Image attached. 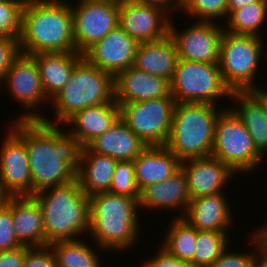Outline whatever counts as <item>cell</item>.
<instances>
[{
	"label": "cell",
	"instance_id": "cell-36",
	"mask_svg": "<svg viewBox=\"0 0 267 267\" xmlns=\"http://www.w3.org/2000/svg\"><path fill=\"white\" fill-rule=\"evenodd\" d=\"M22 246L15 237L12 221V196L0 202V251Z\"/></svg>",
	"mask_w": 267,
	"mask_h": 267
},
{
	"label": "cell",
	"instance_id": "cell-27",
	"mask_svg": "<svg viewBox=\"0 0 267 267\" xmlns=\"http://www.w3.org/2000/svg\"><path fill=\"white\" fill-rule=\"evenodd\" d=\"M39 68L45 95L52 100L69 81L75 65L83 54L72 52H50L31 55Z\"/></svg>",
	"mask_w": 267,
	"mask_h": 267
},
{
	"label": "cell",
	"instance_id": "cell-15",
	"mask_svg": "<svg viewBox=\"0 0 267 267\" xmlns=\"http://www.w3.org/2000/svg\"><path fill=\"white\" fill-rule=\"evenodd\" d=\"M173 22V23H172ZM170 20L169 35L173 38L179 59L201 63H218L223 25L218 22L195 21L179 31Z\"/></svg>",
	"mask_w": 267,
	"mask_h": 267
},
{
	"label": "cell",
	"instance_id": "cell-35",
	"mask_svg": "<svg viewBox=\"0 0 267 267\" xmlns=\"http://www.w3.org/2000/svg\"><path fill=\"white\" fill-rule=\"evenodd\" d=\"M25 2L26 0L0 1V38H19Z\"/></svg>",
	"mask_w": 267,
	"mask_h": 267
},
{
	"label": "cell",
	"instance_id": "cell-34",
	"mask_svg": "<svg viewBox=\"0 0 267 267\" xmlns=\"http://www.w3.org/2000/svg\"><path fill=\"white\" fill-rule=\"evenodd\" d=\"M109 193L129 196L139 201L140 190L136 183L132 160L117 161Z\"/></svg>",
	"mask_w": 267,
	"mask_h": 267
},
{
	"label": "cell",
	"instance_id": "cell-43",
	"mask_svg": "<svg viewBox=\"0 0 267 267\" xmlns=\"http://www.w3.org/2000/svg\"><path fill=\"white\" fill-rule=\"evenodd\" d=\"M142 1L160 5V6L164 7L171 14H172V12L174 14L175 11H177V9L179 11L181 10L182 3L185 0H142Z\"/></svg>",
	"mask_w": 267,
	"mask_h": 267
},
{
	"label": "cell",
	"instance_id": "cell-31",
	"mask_svg": "<svg viewBox=\"0 0 267 267\" xmlns=\"http://www.w3.org/2000/svg\"><path fill=\"white\" fill-rule=\"evenodd\" d=\"M227 19L224 31L261 37V27L267 20V2L247 4L234 10Z\"/></svg>",
	"mask_w": 267,
	"mask_h": 267
},
{
	"label": "cell",
	"instance_id": "cell-8",
	"mask_svg": "<svg viewBox=\"0 0 267 267\" xmlns=\"http://www.w3.org/2000/svg\"><path fill=\"white\" fill-rule=\"evenodd\" d=\"M224 108L215 123L211 156L220 159L236 174L252 173L260 167L264 157L255 148L241 119L230 107Z\"/></svg>",
	"mask_w": 267,
	"mask_h": 267
},
{
	"label": "cell",
	"instance_id": "cell-29",
	"mask_svg": "<svg viewBox=\"0 0 267 267\" xmlns=\"http://www.w3.org/2000/svg\"><path fill=\"white\" fill-rule=\"evenodd\" d=\"M165 235L161 246L182 262L193 265L197 230L183 218L176 217L172 219Z\"/></svg>",
	"mask_w": 267,
	"mask_h": 267
},
{
	"label": "cell",
	"instance_id": "cell-11",
	"mask_svg": "<svg viewBox=\"0 0 267 267\" xmlns=\"http://www.w3.org/2000/svg\"><path fill=\"white\" fill-rule=\"evenodd\" d=\"M71 3L76 51L84 54L118 26L119 0H78Z\"/></svg>",
	"mask_w": 267,
	"mask_h": 267
},
{
	"label": "cell",
	"instance_id": "cell-26",
	"mask_svg": "<svg viewBox=\"0 0 267 267\" xmlns=\"http://www.w3.org/2000/svg\"><path fill=\"white\" fill-rule=\"evenodd\" d=\"M87 147L118 161L134 160L147 146L120 118L110 129L97 136Z\"/></svg>",
	"mask_w": 267,
	"mask_h": 267
},
{
	"label": "cell",
	"instance_id": "cell-32",
	"mask_svg": "<svg viewBox=\"0 0 267 267\" xmlns=\"http://www.w3.org/2000/svg\"><path fill=\"white\" fill-rule=\"evenodd\" d=\"M230 233L218 231H198L193 265L210 267L212 263L228 249Z\"/></svg>",
	"mask_w": 267,
	"mask_h": 267
},
{
	"label": "cell",
	"instance_id": "cell-14",
	"mask_svg": "<svg viewBox=\"0 0 267 267\" xmlns=\"http://www.w3.org/2000/svg\"><path fill=\"white\" fill-rule=\"evenodd\" d=\"M9 129L0 142V194L3 197L33 196L25 141L10 126Z\"/></svg>",
	"mask_w": 267,
	"mask_h": 267
},
{
	"label": "cell",
	"instance_id": "cell-25",
	"mask_svg": "<svg viewBox=\"0 0 267 267\" xmlns=\"http://www.w3.org/2000/svg\"><path fill=\"white\" fill-rule=\"evenodd\" d=\"M136 183L144 187L162 182L181 168V161L164 146H147L134 160Z\"/></svg>",
	"mask_w": 267,
	"mask_h": 267
},
{
	"label": "cell",
	"instance_id": "cell-20",
	"mask_svg": "<svg viewBox=\"0 0 267 267\" xmlns=\"http://www.w3.org/2000/svg\"><path fill=\"white\" fill-rule=\"evenodd\" d=\"M190 202L186 174L180 168L162 182L148 185L140 191L139 210H169L180 209L176 217H182ZM145 208V209H144ZM184 210V211H183Z\"/></svg>",
	"mask_w": 267,
	"mask_h": 267
},
{
	"label": "cell",
	"instance_id": "cell-38",
	"mask_svg": "<svg viewBox=\"0 0 267 267\" xmlns=\"http://www.w3.org/2000/svg\"><path fill=\"white\" fill-rule=\"evenodd\" d=\"M21 49L19 38L4 37L0 38V88L2 81L8 69L13 65V62L20 56ZM1 91V90H0Z\"/></svg>",
	"mask_w": 267,
	"mask_h": 267
},
{
	"label": "cell",
	"instance_id": "cell-39",
	"mask_svg": "<svg viewBox=\"0 0 267 267\" xmlns=\"http://www.w3.org/2000/svg\"><path fill=\"white\" fill-rule=\"evenodd\" d=\"M24 267H57L54 252L49 246L31 247L26 253Z\"/></svg>",
	"mask_w": 267,
	"mask_h": 267
},
{
	"label": "cell",
	"instance_id": "cell-47",
	"mask_svg": "<svg viewBox=\"0 0 267 267\" xmlns=\"http://www.w3.org/2000/svg\"><path fill=\"white\" fill-rule=\"evenodd\" d=\"M184 267H199V266L192 265V264H186Z\"/></svg>",
	"mask_w": 267,
	"mask_h": 267
},
{
	"label": "cell",
	"instance_id": "cell-42",
	"mask_svg": "<svg viewBox=\"0 0 267 267\" xmlns=\"http://www.w3.org/2000/svg\"><path fill=\"white\" fill-rule=\"evenodd\" d=\"M253 231L250 238L255 242L258 253L267 260V224Z\"/></svg>",
	"mask_w": 267,
	"mask_h": 267
},
{
	"label": "cell",
	"instance_id": "cell-48",
	"mask_svg": "<svg viewBox=\"0 0 267 267\" xmlns=\"http://www.w3.org/2000/svg\"><path fill=\"white\" fill-rule=\"evenodd\" d=\"M3 198H4V197L0 194V202L3 200Z\"/></svg>",
	"mask_w": 267,
	"mask_h": 267
},
{
	"label": "cell",
	"instance_id": "cell-21",
	"mask_svg": "<svg viewBox=\"0 0 267 267\" xmlns=\"http://www.w3.org/2000/svg\"><path fill=\"white\" fill-rule=\"evenodd\" d=\"M120 119V106L111 102L86 107L76 112L64 124L68 133L75 137L82 147L87 146L97 136L102 135Z\"/></svg>",
	"mask_w": 267,
	"mask_h": 267
},
{
	"label": "cell",
	"instance_id": "cell-7",
	"mask_svg": "<svg viewBox=\"0 0 267 267\" xmlns=\"http://www.w3.org/2000/svg\"><path fill=\"white\" fill-rule=\"evenodd\" d=\"M262 38L223 32L218 65L224 83L232 92L256 91L260 88L254 81L260 62H267V47Z\"/></svg>",
	"mask_w": 267,
	"mask_h": 267
},
{
	"label": "cell",
	"instance_id": "cell-30",
	"mask_svg": "<svg viewBox=\"0 0 267 267\" xmlns=\"http://www.w3.org/2000/svg\"><path fill=\"white\" fill-rule=\"evenodd\" d=\"M49 247L54 252L57 267H102L100 256L85 240L57 241Z\"/></svg>",
	"mask_w": 267,
	"mask_h": 267
},
{
	"label": "cell",
	"instance_id": "cell-28",
	"mask_svg": "<svg viewBox=\"0 0 267 267\" xmlns=\"http://www.w3.org/2000/svg\"><path fill=\"white\" fill-rule=\"evenodd\" d=\"M117 161L112 157L95 153L87 146L82 147L79 170L76 173L81 189L89 197L109 192Z\"/></svg>",
	"mask_w": 267,
	"mask_h": 267
},
{
	"label": "cell",
	"instance_id": "cell-22",
	"mask_svg": "<svg viewBox=\"0 0 267 267\" xmlns=\"http://www.w3.org/2000/svg\"><path fill=\"white\" fill-rule=\"evenodd\" d=\"M231 109L241 119L257 151L267 155V104L256 91H233Z\"/></svg>",
	"mask_w": 267,
	"mask_h": 267
},
{
	"label": "cell",
	"instance_id": "cell-24",
	"mask_svg": "<svg viewBox=\"0 0 267 267\" xmlns=\"http://www.w3.org/2000/svg\"><path fill=\"white\" fill-rule=\"evenodd\" d=\"M178 59L177 46L168 34L160 40L138 44L133 66L170 82Z\"/></svg>",
	"mask_w": 267,
	"mask_h": 267
},
{
	"label": "cell",
	"instance_id": "cell-6",
	"mask_svg": "<svg viewBox=\"0 0 267 267\" xmlns=\"http://www.w3.org/2000/svg\"><path fill=\"white\" fill-rule=\"evenodd\" d=\"M113 99L114 77L83 57L75 65L64 88L50 101L56 120L45 116L41 121L62 126L76 112Z\"/></svg>",
	"mask_w": 267,
	"mask_h": 267
},
{
	"label": "cell",
	"instance_id": "cell-18",
	"mask_svg": "<svg viewBox=\"0 0 267 267\" xmlns=\"http://www.w3.org/2000/svg\"><path fill=\"white\" fill-rule=\"evenodd\" d=\"M170 82L139 70L134 66L114 76V100L120 106L125 103L168 97Z\"/></svg>",
	"mask_w": 267,
	"mask_h": 267
},
{
	"label": "cell",
	"instance_id": "cell-41",
	"mask_svg": "<svg viewBox=\"0 0 267 267\" xmlns=\"http://www.w3.org/2000/svg\"><path fill=\"white\" fill-rule=\"evenodd\" d=\"M30 248L22 245L12 250L0 251V267H24L26 253Z\"/></svg>",
	"mask_w": 267,
	"mask_h": 267
},
{
	"label": "cell",
	"instance_id": "cell-46",
	"mask_svg": "<svg viewBox=\"0 0 267 267\" xmlns=\"http://www.w3.org/2000/svg\"><path fill=\"white\" fill-rule=\"evenodd\" d=\"M256 92L264 99L265 103L267 104V89L265 88H259L256 90Z\"/></svg>",
	"mask_w": 267,
	"mask_h": 267
},
{
	"label": "cell",
	"instance_id": "cell-37",
	"mask_svg": "<svg viewBox=\"0 0 267 267\" xmlns=\"http://www.w3.org/2000/svg\"><path fill=\"white\" fill-rule=\"evenodd\" d=\"M253 248L244 251V253L233 252L230 251V245L228 250L226 249L220 257H218L210 267H254V262L256 255L258 253V249L256 247L255 242L251 239ZM253 250V251H252ZM231 252V253H230Z\"/></svg>",
	"mask_w": 267,
	"mask_h": 267
},
{
	"label": "cell",
	"instance_id": "cell-23",
	"mask_svg": "<svg viewBox=\"0 0 267 267\" xmlns=\"http://www.w3.org/2000/svg\"><path fill=\"white\" fill-rule=\"evenodd\" d=\"M12 221L15 237L21 245L45 246L43 213L34 196H12Z\"/></svg>",
	"mask_w": 267,
	"mask_h": 267
},
{
	"label": "cell",
	"instance_id": "cell-33",
	"mask_svg": "<svg viewBox=\"0 0 267 267\" xmlns=\"http://www.w3.org/2000/svg\"><path fill=\"white\" fill-rule=\"evenodd\" d=\"M191 20L215 22L228 18V0H185L180 12Z\"/></svg>",
	"mask_w": 267,
	"mask_h": 267
},
{
	"label": "cell",
	"instance_id": "cell-13",
	"mask_svg": "<svg viewBox=\"0 0 267 267\" xmlns=\"http://www.w3.org/2000/svg\"><path fill=\"white\" fill-rule=\"evenodd\" d=\"M172 16L157 4L142 0H119L118 25L139 44L166 37Z\"/></svg>",
	"mask_w": 267,
	"mask_h": 267
},
{
	"label": "cell",
	"instance_id": "cell-4",
	"mask_svg": "<svg viewBox=\"0 0 267 267\" xmlns=\"http://www.w3.org/2000/svg\"><path fill=\"white\" fill-rule=\"evenodd\" d=\"M33 196L43 213L45 246L57 241L78 240L89 233V196L81 189L77 178Z\"/></svg>",
	"mask_w": 267,
	"mask_h": 267
},
{
	"label": "cell",
	"instance_id": "cell-45",
	"mask_svg": "<svg viewBox=\"0 0 267 267\" xmlns=\"http://www.w3.org/2000/svg\"><path fill=\"white\" fill-rule=\"evenodd\" d=\"M254 267H267V260L263 258L259 253H257Z\"/></svg>",
	"mask_w": 267,
	"mask_h": 267
},
{
	"label": "cell",
	"instance_id": "cell-16",
	"mask_svg": "<svg viewBox=\"0 0 267 267\" xmlns=\"http://www.w3.org/2000/svg\"><path fill=\"white\" fill-rule=\"evenodd\" d=\"M138 44L119 25L91 46L83 57L113 77L133 66Z\"/></svg>",
	"mask_w": 267,
	"mask_h": 267
},
{
	"label": "cell",
	"instance_id": "cell-17",
	"mask_svg": "<svg viewBox=\"0 0 267 267\" xmlns=\"http://www.w3.org/2000/svg\"><path fill=\"white\" fill-rule=\"evenodd\" d=\"M181 168L186 174L190 200L225 192L224 186L236 175L229 166L213 156L184 160Z\"/></svg>",
	"mask_w": 267,
	"mask_h": 267
},
{
	"label": "cell",
	"instance_id": "cell-40",
	"mask_svg": "<svg viewBox=\"0 0 267 267\" xmlns=\"http://www.w3.org/2000/svg\"><path fill=\"white\" fill-rule=\"evenodd\" d=\"M158 248L157 254L150 259L146 258L142 267H184L186 265L162 246Z\"/></svg>",
	"mask_w": 267,
	"mask_h": 267
},
{
	"label": "cell",
	"instance_id": "cell-10",
	"mask_svg": "<svg viewBox=\"0 0 267 267\" xmlns=\"http://www.w3.org/2000/svg\"><path fill=\"white\" fill-rule=\"evenodd\" d=\"M176 102L168 97L120 105V118L146 144L164 146L171 131Z\"/></svg>",
	"mask_w": 267,
	"mask_h": 267
},
{
	"label": "cell",
	"instance_id": "cell-44",
	"mask_svg": "<svg viewBox=\"0 0 267 267\" xmlns=\"http://www.w3.org/2000/svg\"><path fill=\"white\" fill-rule=\"evenodd\" d=\"M255 2H267V0H228V16L236 9Z\"/></svg>",
	"mask_w": 267,
	"mask_h": 267
},
{
	"label": "cell",
	"instance_id": "cell-12",
	"mask_svg": "<svg viewBox=\"0 0 267 267\" xmlns=\"http://www.w3.org/2000/svg\"><path fill=\"white\" fill-rule=\"evenodd\" d=\"M2 82L12 99L23 106L22 109H28L26 113L18 116L17 120L33 121L45 117L36 108L51 100L45 95L38 65L31 55L21 53L8 69Z\"/></svg>",
	"mask_w": 267,
	"mask_h": 267
},
{
	"label": "cell",
	"instance_id": "cell-3",
	"mask_svg": "<svg viewBox=\"0 0 267 267\" xmlns=\"http://www.w3.org/2000/svg\"><path fill=\"white\" fill-rule=\"evenodd\" d=\"M138 208V201L129 196L102 192L89 197L88 235L98 250L124 252L137 245L141 229Z\"/></svg>",
	"mask_w": 267,
	"mask_h": 267
},
{
	"label": "cell",
	"instance_id": "cell-2",
	"mask_svg": "<svg viewBox=\"0 0 267 267\" xmlns=\"http://www.w3.org/2000/svg\"><path fill=\"white\" fill-rule=\"evenodd\" d=\"M19 44L26 55L76 51L70 0H26Z\"/></svg>",
	"mask_w": 267,
	"mask_h": 267
},
{
	"label": "cell",
	"instance_id": "cell-5",
	"mask_svg": "<svg viewBox=\"0 0 267 267\" xmlns=\"http://www.w3.org/2000/svg\"><path fill=\"white\" fill-rule=\"evenodd\" d=\"M220 105L176 103L166 147L182 162L212 154ZM219 108V110H218Z\"/></svg>",
	"mask_w": 267,
	"mask_h": 267
},
{
	"label": "cell",
	"instance_id": "cell-19",
	"mask_svg": "<svg viewBox=\"0 0 267 267\" xmlns=\"http://www.w3.org/2000/svg\"><path fill=\"white\" fill-rule=\"evenodd\" d=\"M227 199L224 192L193 198L181 218L198 231L228 233L234 219Z\"/></svg>",
	"mask_w": 267,
	"mask_h": 267
},
{
	"label": "cell",
	"instance_id": "cell-9",
	"mask_svg": "<svg viewBox=\"0 0 267 267\" xmlns=\"http://www.w3.org/2000/svg\"><path fill=\"white\" fill-rule=\"evenodd\" d=\"M231 93L223 81L218 63L178 59L170 81V94L176 103L216 105L225 97L230 100Z\"/></svg>",
	"mask_w": 267,
	"mask_h": 267
},
{
	"label": "cell",
	"instance_id": "cell-1",
	"mask_svg": "<svg viewBox=\"0 0 267 267\" xmlns=\"http://www.w3.org/2000/svg\"><path fill=\"white\" fill-rule=\"evenodd\" d=\"M11 128L26 144L33 195L76 179L82 146L67 130L41 120H13Z\"/></svg>",
	"mask_w": 267,
	"mask_h": 267
}]
</instances>
